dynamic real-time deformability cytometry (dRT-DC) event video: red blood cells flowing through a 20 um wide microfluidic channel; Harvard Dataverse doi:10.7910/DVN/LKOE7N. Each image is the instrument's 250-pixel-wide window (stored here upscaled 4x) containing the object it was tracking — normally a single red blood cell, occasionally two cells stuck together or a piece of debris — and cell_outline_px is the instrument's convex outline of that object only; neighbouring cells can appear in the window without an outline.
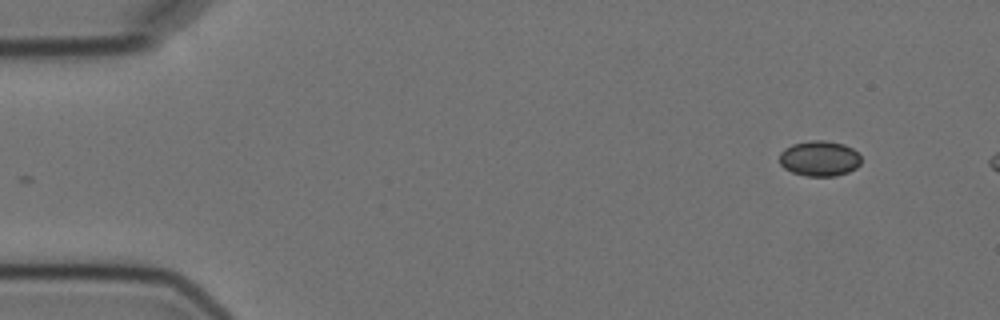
{"species": "Egyptian fruit bat (a non-hibernating species)", "species_latin": "Rousettus aegyptiacus", "temperature_condition": "cold", "stored_images_in_passage": 2, "camera_frame_rate_fps": 3000, "um_per_image_px": 0.085, "animal": {"sex": "female"}, "frame": {"image": 1, "passage_image": 2, "time_ms": 1.333, "image_size_px": [1000, 320], "cell_outline_px": [[860, 164], [856, 168], [848, 172], [836, 176], [808, 176], [792, 172], [784, 168], [780, 164], [780, 152], [784, 148], [792, 144], [812, 140], [824, 140], [844, 144], [852, 148], [860, 156]], "centroid_in_image_um": [69.65, 13.47], "position_along_channel_um": 15.4, "area_um2": 16.88}}